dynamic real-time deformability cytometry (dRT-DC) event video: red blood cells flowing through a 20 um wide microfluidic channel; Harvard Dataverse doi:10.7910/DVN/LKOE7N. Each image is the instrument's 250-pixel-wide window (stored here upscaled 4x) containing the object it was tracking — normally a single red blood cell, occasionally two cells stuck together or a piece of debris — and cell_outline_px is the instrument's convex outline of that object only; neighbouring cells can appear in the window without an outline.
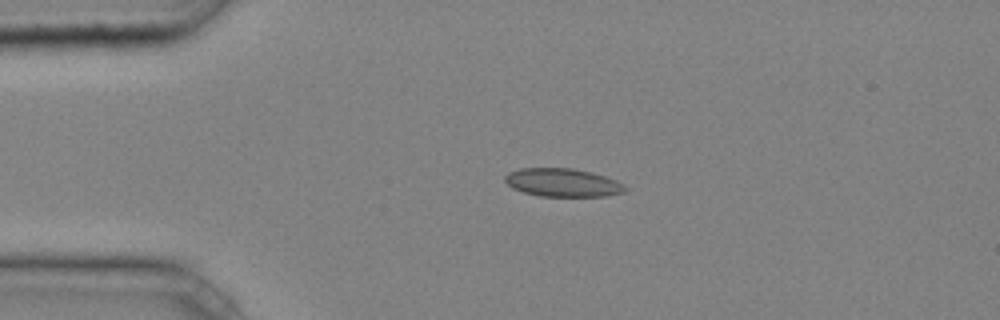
{"species": "common noctule bat (a hibernating species)", "species_latin": "Nyctalus noctula", "temperature_condition": "cold", "stored_images_in_passage": 36, "camera_frame_rate_fps": 3000, "um_per_image_px": 0.085, "animal": {"sex": "male", "body_mass_g": 20.4}, "frame": {"image": 1, "passage_image": 1, "time_ms": 0.0, "image_size_px": [1000, 320], "cell_outline_px": [[628, 188], [624, 192], [604, 196], [540, 196], [524, 192], [512, 188], [504, 180], [504, 176], [508, 172], [520, 168], [572, 168], [592, 172], [616, 180], [624, 184]], "centroid_in_image_um": [47.82, 15.51], "position_along_channel_um": 37.2, "area_um2": 19.83}}
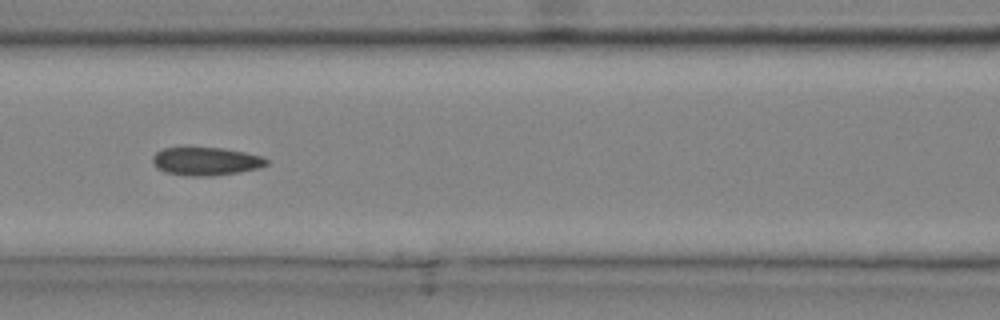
{"frame": {"image": 2, "passage_image": 11, "time_ms": 3.333, "image_size_px": [1000, 320], "cell_outline_px": [[272, 160], [268, 164], [260, 168], [212, 176], [188, 176], [164, 172], [156, 168], [152, 160], [152, 156], [156, 152], [164, 148], [184, 144], [188, 144], [224, 148], [264, 156]], "centroid_in_image_um": [17.48, 13.65], "position_along_channel_um": 149.1, "area_um2": 19.77}}
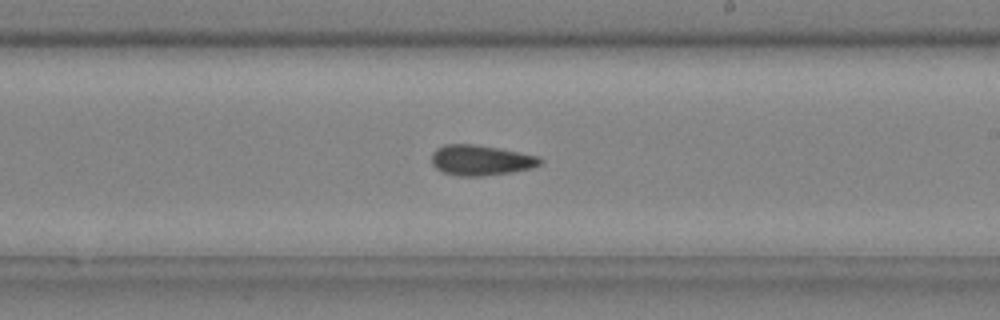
{"frame": {"image": 3, "passage_image": 18, "time_ms": 5.667, "image_size_px": [1000, 320], "cell_outline_px": [[544, 160], [540, 164], [532, 168], [512, 172], [480, 176], [456, 176], [440, 172], [432, 164], [432, 152], [436, 148], [444, 144], [472, 144], [496, 148], [540, 156]], "centroid_in_image_um": [40.84, 13.62], "position_along_channel_um": 248.2, "area_um2": 19.31}, "authors_computed_cell_mechanics": {"area_um2": 19.1029, "velocity_mm_per_s": 4.2529, "shape_relaxation_time_tau1_ms": 5.5444, "shape_relaxation_time_tau2_ms": 4.8308, "deformation_change_tau1": 0.0858, "deformation_change_tau2": 0.0804}}